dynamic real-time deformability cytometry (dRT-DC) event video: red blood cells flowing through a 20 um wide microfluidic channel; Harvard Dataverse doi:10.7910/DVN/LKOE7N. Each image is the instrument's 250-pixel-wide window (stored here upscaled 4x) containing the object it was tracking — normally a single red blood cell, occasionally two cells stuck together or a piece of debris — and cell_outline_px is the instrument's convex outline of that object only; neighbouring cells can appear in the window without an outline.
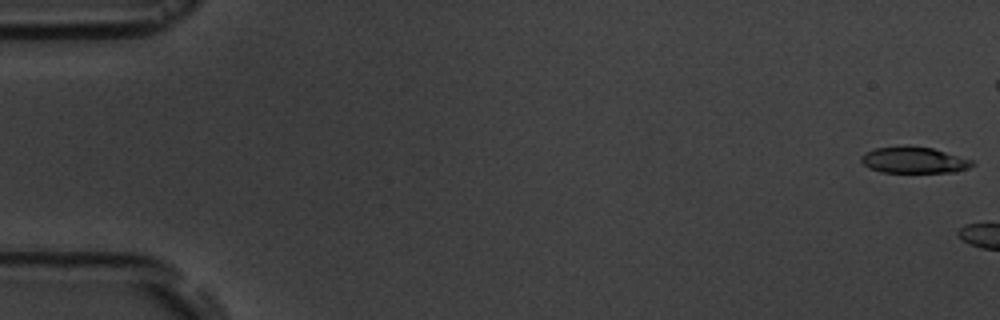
{"species": "common noctule bat (a hibernating species)", "species_latin": "Nyctalus noctula", "temperature_condition": "room temperature", "stored_images_in_passage": 4, "camera_frame_rate_fps": 3000, "um_per_image_px": 0.085, "animal": {"sex": "male", "body_mass_g": 19.5, "forearm_length_mm": 54.6}, "frame": {"image": 1, "passage_image": 1, "time_ms": 0.0, "image_size_px": [1000, 320], "cell_outline_px": [[976, 164], [968, 168], [956, 172], [880, 172], [868, 168], [860, 160], [860, 156], [864, 152], [876, 148], [932, 148], [972, 160]], "centroid_in_image_um": [77.68, 13.65], "position_along_channel_um": 7.3, "area_um2": 16.47}}